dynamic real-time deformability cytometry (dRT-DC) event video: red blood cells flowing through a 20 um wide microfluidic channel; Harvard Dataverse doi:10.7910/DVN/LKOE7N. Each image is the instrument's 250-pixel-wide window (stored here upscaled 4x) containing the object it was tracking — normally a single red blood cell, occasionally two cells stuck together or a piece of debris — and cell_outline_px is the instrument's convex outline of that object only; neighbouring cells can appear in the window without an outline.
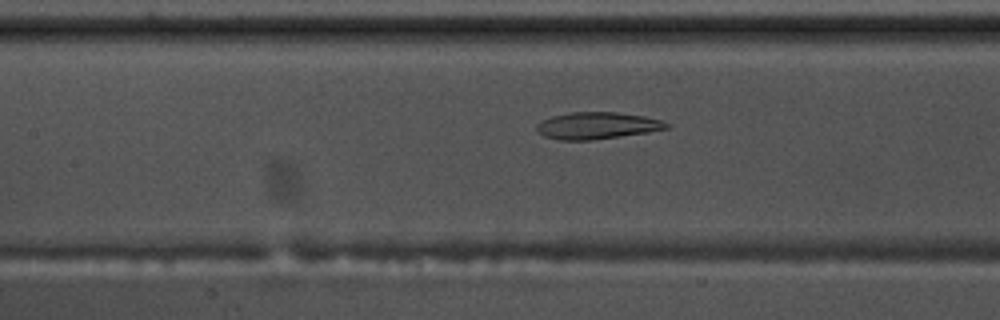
{"species": "common noctule bat (a hibernating species)", "species_latin": "Nyctalus noctula", "temperature_condition": "warm", "stored_images_in_passage": 42, "camera_frame_rate_fps": 3000, "um_per_image_px": 0.085, "animal": {"sex": "male", "body_mass_g": 17.5, "forearm_length_mm": 52.3}, "frame": {"image": 1, "passage_image": 15, "time_ms": 4.667, "image_size_px": [1000, 320], "cell_outline_px": [[672, 124], [668, 128], [648, 132], [592, 140], [560, 140], [544, 136], [536, 132], [536, 124], [552, 116], [572, 112], [616, 112], [644, 116], [660, 120]], "centroid_in_image_um": [50.74, 10.68], "position_along_channel_um": 156.7, "area_um2": 20.29}}
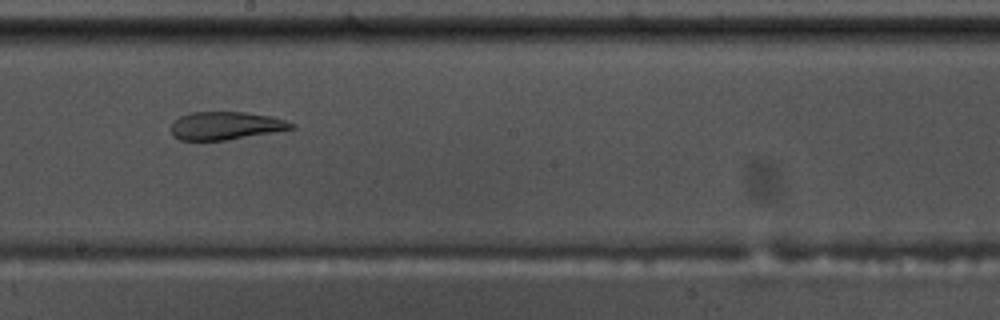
{"frame": {"image": 2, "passage_image": 21, "time_ms": 6.667, "image_size_px": [1000, 320], "cell_outline_px": [[296, 128], [224, 140], [180, 140], [172, 136], [168, 128], [180, 116], [192, 112], [248, 112], [272, 116], [296, 124]], "centroid_in_image_um": [19.16, 10.68], "position_along_channel_um": 229.0, "area_um2": 19.65}}
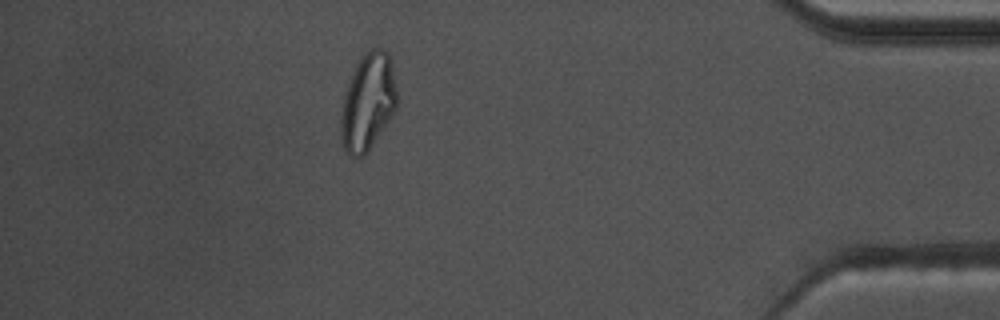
{"frame": {"image": 3, "passage_image": 39, "time_ms": 12.667, "image_size_px": [1000, 320], "cell_outline_px": [[396, 112], [368, 152], [364, 156], [356, 160], [348, 156], [344, 148], [340, 132], [340, 116], [344, 96], [352, 72], [356, 64], [364, 52], [372, 48], [384, 48], [388, 52], [392, 60], [396, 88]], "centroid_in_image_um": [31.28, 8.7], "position_along_channel_um": 403.9, "area_um2": 32.37}, "authors_computed_cell_mechanics": {"area_um2": 22.1663, "velocity_mm_per_s": 3.6497, "shape_relaxation_time_tau1_ms": null, "shape_relaxation_time_tau2_ms": 2.5943, "deformation_change_tau1": null, "deformation_change_tau2": 0.082}}